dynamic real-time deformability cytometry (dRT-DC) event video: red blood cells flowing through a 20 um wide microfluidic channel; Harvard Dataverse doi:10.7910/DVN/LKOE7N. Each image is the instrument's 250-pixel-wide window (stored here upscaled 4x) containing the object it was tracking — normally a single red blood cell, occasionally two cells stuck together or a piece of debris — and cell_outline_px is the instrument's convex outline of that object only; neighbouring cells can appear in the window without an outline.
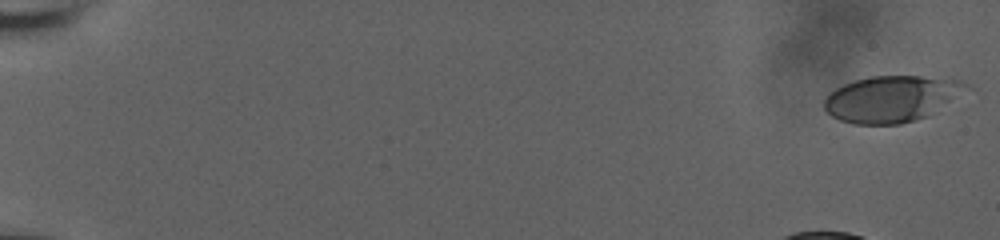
{"species": "human", "species_latin": "Homo sapiens", "temperature_condition": "room temperature", "stored_images_in_passage": 26, "camera_frame_rate_fps": 3000, "um_per_image_px": 0.085, "donor": {"sex": "male"}, "frame": {"image": 1, "passage_image": 1, "time_ms": 0.0, "image_size_px": [1000, 240], "cell_outline_px": [[972, 88], [928, 116], [916, 120], [900, 124], [852, 124], [840, 120], [832, 116], [824, 108], [824, 100], [836, 88], [844, 84], [856, 80], [872, 76], [920, 76], [960, 80], [968, 84]], "centroid_in_image_um": [75.82, 8.4], "position_along_channel_um": 9.2, "area_um2": 38.26}}
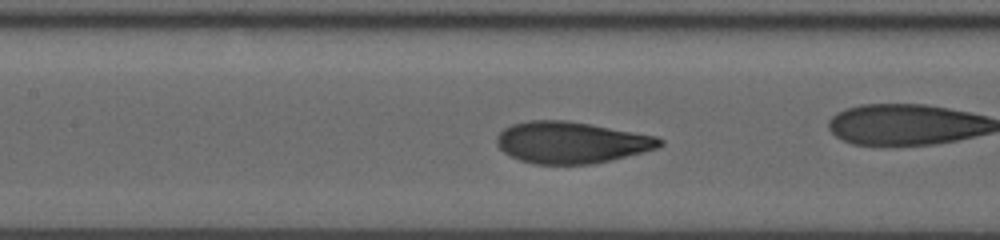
{"frame": {"image": 2, "passage_image": 22, "time_ms": 7.0, "image_size_px": [1000, 240], "cell_outline_px": [[664, 144], [656, 148], [644, 152], [612, 160], [592, 164], [532, 164], [520, 160], [504, 152], [496, 144], [496, 136], [504, 128], [512, 124], [528, 120], [564, 120], [588, 124], [656, 136], [664, 140]], "centroid_in_image_um": [48.55, 12.11], "position_along_channel_um": 158.9, "area_um2": 39.42}}
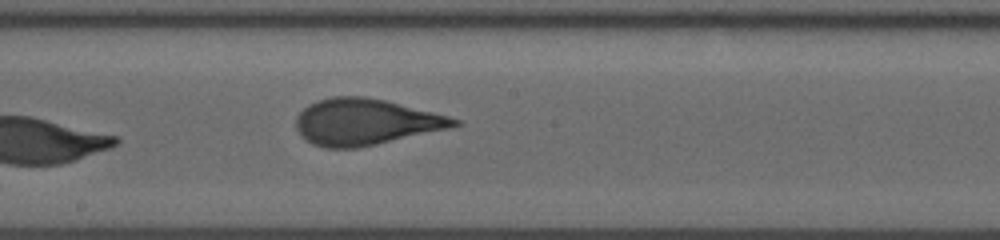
{"frame": {"image": 3, "passage_image": 26, "time_ms": 8.333, "image_size_px": [1000, 240], "cell_outline_px": [[460, 124], [448, 128], [376, 144], [356, 148], [324, 148], [312, 144], [304, 140], [296, 128], [296, 116], [308, 104], [316, 100], [332, 96], [364, 96], [384, 100], [448, 116], [460, 120]], "centroid_in_image_um": [30.98, 10.36], "position_along_channel_um": 217.2, "area_um2": 42.31}}